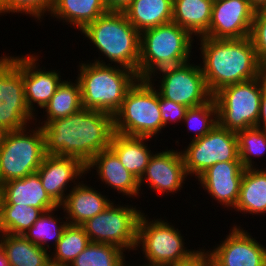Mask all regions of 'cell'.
<instances>
[{"instance_id": "5", "label": "cell", "mask_w": 266, "mask_h": 266, "mask_svg": "<svg viewBox=\"0 0 266 266\" xmlns=\"http://www.w3.org/2000/svg\"><path fill=\"white\" fill-rule=\"evenodd\" d=\"M193 40L187 30L173 22L142 31L139 79L153 81L156 71L190 62Z\"/></svg>"}, {"instance_id": "14", "label": "cell", "mask_w": 266, "mask_h": 266, "mask_svg": "<svg viewBox=\"0 0 266 266\" xmlns=\"http://www.w3.org/2000/svg\"><path fill=\"white\" fill-rule=\"evenodd\" d=\"M213 248L205 253L215 266H266V247L241 226L234 224L225 240Z\"/></svg>"}, {"instance_id": "31", "label": "cell", "mask_w": 266, "mask_h": 266, "mask_svg": "<svg viewBox=\"0 0 266 266\" xmlns=\"http://www.w3.org/2000/svg\"><path fill=\"white\" fill-rule=\"evenodd\" d=\"M89 243L90 240L82 225L68 224L54 252H51V266H69Z\"/></svg>"}, {"instance_id": "13", "label": "cell", "mask_w": 266, "mask_h": 266, "mask_svg": "<svg viewBox=\"0 0 266 266\" xmlns=\"http://www.w3.org/2000/svg\"><path fill=\"white\" fill-rule=\"evenodd\" d=\"M156 73H162L158 92L175 103L190 108L202 105L213 97L206 85L200 64L187 62L160 69L153 76H157Z\"/></svg>"}, {"instance_id": "18", "label": "cell", "mask_w": 266, "mask_h": 266, "mask_svg": "<svg viewBox=\"0 0 266 266\" xmlns=\"http://www.w3.org/2000/svg\"><path fill=\"white\" fill-rule=\"evenodd\" d=\"M245 168L241 161L218 162L197 179L212 199L225 207L235 208Z\"/></svg>"}, {"instance_id": "41", "label": "cell", "mask_w": 266, "mask_h": 266, "mask_svg": "<svg viewBox=\"0 0 266 266\" xmlns=\"http://www.w3.org/2000/svg\"><path fill=\"white\" fill-rule=\"evenodd\" d=\"M257 126L263 129H266V94L264 92L261 97L260 111H259Z\"/></svg>"}, {"instance_id": "17", "label": "cell", "mask_w": 266, "mask_h": 266, "mask_svg": "<svg viewBox=\"0 0 266 266\" xmlns=\"http://www.w3.org/2000/svg\"><path fill=\"white\" fill-rule=\"evenodd\" d=\"M37 173L45 191L59 206L66 199L69 182L75 185L76 179L87 174L86 166L78 158L47 154Z\"/></svg>"}, {"instance_id": "22", "label": "cell", "mask_w": 266, "mask_h": 266, "mask_svg": "<svg viewBox=\"0 0 266 266\" xmlns=\"http://www.w3.org/2000/svg\"><path fill=\"white\" fill-rule=\"evenodd\" d=\"M0 204H17L35 208H59L45 191L38 173L5 182L0 190Z\"/></svg>"}, {"instance_id": "47", "label": "cell", "mask_w": 266, "mask_h": 266, "mask_svg": "<svg viewBox=\"0 0 266 266\" xmlns=\"http://www.w3.org/2000/svg\"><path fill=\"white\" fill-rule=\"evenodd\" d=\"M133 266H134V265H133ZM140 266H153V265H147V264H144V265H143V264H142V265H140Z\"/></svg>"}, {"instance_id": "23", "label": "cell", "mask_w": 266, "mask_h": 266, "mask_svg": "<svg viewBox=\"0 0 266 266\" xmlns=\"http://www.w3.org/2000/svg\"><path fill=\"white\" fill-rule=\"evenodd\" d=\"M151 138L126 136L113 133L109 148L117 155L121 164L138 180L144 174L153 152L146 141Z\"/></svg>"}, {"instance_id": "3", "label": "cell", "mask_w": 266, "mask_h": 266, "mask_svg": "<svg viewBox=\"0 0 266 266\" xmlns=\"http://www.w3.org/2000/svg\"><path fill=\"white\" fill-rule=\"evenodd\" d=\"M95 60L79 65L77 80L81 88L82 107L114 116L122 106L127 91L139 78L128 68L113 67L103 60Z\"/></svg>"}, {"instance_id": "43", "label": "cell", "mask_w": 266, "mask_h": 266, "mask_svg": "<svg viewBox=\"0 0 266 266\" xmlns=\"http://www.w3.org/2000/svg\"><path fill=\"white\" fill-rule=\"evenodd\" d=\"M249 2L255 10L266 6V0H249Z\"/></svg>"}, {"instance_id": "25", "label": "cell", "mask_w": 266, "mask_h": 266, "mask_svg": "<svg viewBox=\"0 0 266 266\" xmlns=\"http://www.w3.org/2000/svg\"><path fill=\"white\" fill-rule=\"evenodd\" d=\"M214 0H173L172 22L191 35L202 37L209 29Z\"/></svg>"}, {"instance_id": "2", "label": "cell", "mask_w": 266, "mask_h": 266, "mask_svg": "<svg viewBox=\"0 0 266 266\" xmlns=\"http://www.w3.org/2000/svg\"><path fill=\"white\" fill-rule=\"evenodd\" d=\"M202 73L214 95L221 88L258 77L262 62L249 36L241 39L199 37Z\"/></svg>"}, {"instance_id": "33", "label": "cell", "mask_w": 266, "mask_h": 266, "mask_svg": "<svg viewBox=\"0 0 266 266\" xmlns=\"http://www.w3.org/2000/svg\"><path fill=\"white\" fill-rule=\"evenodd\" d=\"M57 209L58 208L44 212L31 226V228H29L23 234V236L30 242L39 245L43 249L50 248V245L47 243L48 241L50 242V239H53L55 241L53 242L55 243L53 246H56L57 242L61 239L64 229L68 225L67 220L65 222L63 220L62 223L60 222V219L62 218L58 219L56 215L54 216L53 212ZM58 220L60 223L58 222Z\"/></svg>"}, {"instance_id": "16", "label": "cell", "mask_w": 266, "mask_h": 266, "mask_svg": "<svg viewBox=\"0 0 266 266\" xmlns=\"http://www.w3.org/2000/svg\"><path fill=\"white\" fill-rule=\"evenodd\" d=\"M187 176L181 151L166 149L151 155L146 170L139 179V189L147 182L150 189L158 191L157 194H173L182 188Z\"/></svg>"}, {"instance_id": "27", "label": "cell", "mask_w": 266, "mask_h": 266, "mask_svg": "<svg viewBox=\"0 0 266 266\" xmlns=\"http://www.w3.org/2000/svg\"><path fill=\"white\" fill-rule=\"evenodd\" d=\"M173 0H134L124 11L140 33L172 22Z\"/></svg>"}, {"instance_id": "8", "label": "cell", "mask_w": 266, "mask_h": 266, "mask_svg": "<svg viewBox=\"0 0 266 266\" xmlns=\"http://www.w3.org/2000/svg\"><path fill=\"white\" fill-rule=\"evenodd\" d=\"M262 94L258 77L221 88L213 95L218 124L235 133L257 126Z\"/></svg>"}, {"instance_id": "45", "label": "cell", "mask_w": 266, "mask_h": 266, "mask_svg": "<svg viewBox=\"0 0 266 266\" xmlns=\"http://www.w3.org/2000/svg\"><path fill=\"white\" fill-rule=\"evenodd\" d=\"M7 133H8L7 130H5L3 127H0V148L2 147L4 143Z\"/></svg>"}, {"instance_id": "44", "label": "cell", "mask_w": 266, "mask_h": 266, "mask_svg": "<svg viewBox=\"0 0 266 266\" xmlns=\"http://www.w3.org/2000/svg\"><path fill=\"white\" fill-rule=\"evenodd\" d=\"M0 266H10L5 253L2 251L0 245Z\"/></svg>"}, {"instance_id": "9", "label": "cell", "mask_w": 266, "mask_h": 266, "mask_svg": "<svg viewBox=\"0 0 266 266\" xmlns=\"http://www.w3.org/2000/svg\"><path fill=\"white\" fill-rule=\"evenodd\" d=\"M27 129L8 132L0 148L3 183L36 173L46 155L41 126L29 129L28 132Z\"/></svg>"}, {"instance_id": "29", "label": "cell", "mask_w": 266, "mask_h": 266, "mask_svg": "<svg viewBox=\"0 0 266 266\" xmlns=\"http://www.w3.org/2000/svg\"><path fill=\"white\" fill-rule=\"evenodd\" d=\"M81 108V88L78 80H75V83L63 80L53 97L43 108L46 109L44 116H47L43 124L45 125L49 121L70 116Z\"/></svg>"}, {"instance_id": "1", "label": "cell", "mask_w": 266, "mask_h": 266, "mask_svg": "<svg viewBox=\"0 0 266 266\" xmlns=\"http://www.w3.org/2000/svg\"><path fill=\"white\" fill-rule=\"evenodd\" d=\"M40 123L47 155L78 158L85 166L109 148L114 133L112 115L83 107L70 116Z\"/></svg>"}, {"instance_id": "38", "label": "cell", "mask_w": 266, "mask_h": 266, "mask_svg": "<svg viewBox=\"0 0 266 266\" xmlns=\"http://www.w3.org/2000/svg\"><path fill=\"white\" fill-rule=\"evenodd\" d=\"M159 108L162 115V123L164 128L171 123H177V121H183L188 107L175 103L169 99L164 98L159 93Z\"/></svg>"}, {"instance_id": "37", "label": "cell", "mask_w": 266, "mask_h": 266, "mask_svg": "<svg viewBox=\"0 0 266 266\" xmlns=\"http://www.w3.org/2000/svg\"><path fill=\"white\" fill-rule=\"evenodd\" d=\"M249 38L259 60L266 63V6L255 11Z\"/></svg>"}, {"instance_id": "36", "label": "cell", "mask_w": 266, "mask_h": 266, "mask_svg": "<svg viewBox=\"0 0 266 266\" xmlns=\"http://www.w3.org/2000/svg\"><path fill=\"white\" fill-rule=\"evenodd\" d=\"M52 4L53 0H2L0 2V15L18 12V14H29L40 20L44 14L50 12Z\"/></svg>"}, {"instance_id": "39", "label": "cell", "mask_w": 266, "mask_h": 266, "mask_svg": "<svg viewBox=\"0 0 266 266\" xmlns=\"http://www.w3.org/2000/svg\"><path fill=\"white\" fill-rule=\"evenodd\" d=\"M134 0H106L108 12H124Z\"/></svg>"}, {"instance_id": "30", "label": "cell", "mask_w": 266, "mask_h": 266, "mask_svg": "<svg viewBox=\"0 0 266 266\" xmlns=\"http://www.w3.org/2000/svg\"><path fill=\"white\" fill-rule=\"evenodd\" d=\"M52 209L56 208L0 204V233L23 235L44 212Z\"/></svg>"}, {"instance_id": "34", "label": "cell", "mask_w": 266, "mask_h": 266, "mask_svg": "<svg viewBox=\"0 0 266 266\" xmlns=\"http://www.w3.org/2000/svg\"><path fill=\"white\" fill-rule=\"evenodd\" d=\"M238 153L242 166L255 168L252 156H263L266 152V129L252 126L245 130L238 131Z\"/></svg>"}, {"instance_id": "24", "label": "cell", "mask_w": 266, "mask_h": 266, "mask_svg": "<svg viewBox=\"0 0 266 266\" xmlns=\"http://www.w3.org/2000/svg\"><path fill=\"white\" fill-rule=\"evenodd\" d=\"M107 12L106 0H53L49 14L82 31Z\"/></svg>"}, {"instance_id": "19", "label": "cell", "mask_w": 266, "mask_h": 266, "mask_svg": "<svg viewBox=\"0 0 266 266\" xmlns=\"http://www.w3.org/2000/svg\"><path fill=\"white\" fill-rule=\"evenodd\" d=\"M27 55V56H26ZM22 56V79L24 82L25 100L28 109L33 113L36 108H44L62 83L58 70L46 71L37 65L38 57L34 54ZM58 72V73H57ZM35 103V104H34Z\"/></svg>"}, {"instance_id": "11", "label": "cell", "mask_w": 266, "mask_h": 266, "mask_svg": "<svg viewBox=\"0 0 266 266\" xmlns=\"http://www.w3.org/2000/svg\"><path fill=\"white\" fill-rule=\"evenodd\" d=\"M32 119L37 120L25 100L22 55H4L0 57V127L17 131L29 127Z\"/></svg>"}, {"instance_id": "20", "label": "cell", "mask_w": 266, "mask_h": 266, "mask_svg": "<svg viewBox=\"0 0 266 266\" xmlns=\"http://www.w3.org/2000/svg\"><path fill=\"white\" fill-rule=\"evenodd\" d=\"M112 201L101 192L95 190L91 186L77 183L69 193H67L65 201L60 208L66 211L64 216L68 220V224L83 225L88 219L93 218L98 213L105 210Z\"/></svg>"}, {"instance_id": "28", "label": "cell", "mask_w": 266, "mask_h": 266, "mask_svg": "<svg viewBox=\"0 0 266 266\" xmlns=\"http://www.w3.org/2000/svg\"><path fill=\"white\" fill-rule=\"evenodd\" d=\"M235 211L260 215L266 213V168L244 170Z\"/></svg>"}, {"instance_id": "7", "label": "cell", "mask_w": 266, "mask_h": 266, "mask_svg": "<svg viewBox=\"0 0 266 266\" xmlns=\"http://www.w3.org/2000/svg\"><path fill=\"white\" fill-rule=\"evenodd\" d=\"M142 215L138 222L137 248H142L146 257L145 264L153 266H176L192 261L202 250H190L181 232L164 220L148 221L147 215ZM146 216V217H145ZM139 246V247H138Z\"/></svg>"}, {"instance_id": "6", "label": "cell", "mask_w": 266, "mask_h": 266, "mask_svg": "<svg viewBox=\"0 0 266 266\" xmlns=\"http://www.w3.org/2000/svg\"><path fill=\"white\" fill-rule=\"evenodd\" d=\"M148 79H138L127 91L122 106L113 116L114 132L152 138L164 128L159 92Z\"/></svg>"}, {"instance_id": "42", "label": "cell", "mask_w": 266, "mask_h": 266, "mask_svg": "<svg viewBox=\"0 0 266 266\" xmlns=\"http://www.w3.org/2000/svg\"><path fill=\"white\" fill-rule=\"evenodd\" d=\"M258 78H259L260 83L262 85L263 92L266 94V63L261 64Z\"/></svg>"}, {"instance_id": "35", "label": "cell", "mask_w": 266, "mask_h": 266, "mask_svg": "<svg viewBox=\"0 0 266 266\" xmlns=\"http://www.w3.org/2000/svg\"><path fill=\"white\" fill-rule=\"evenodd\" d=\"M183 121L188 124V130H194L192 141L207 135L217 124V106L212 97L208 102L187 109Z\"/></svg>"}, {"instance_id": "40", "label": "cell", "mask_w": 266, "mask_h": 266, "mask_svg": "<svg viewBox=\"0 0 266 266\" xmlns=\"http://www.w3.org/2000/svg\"><path fill=\"white\" fill-rule=\"evenodd\" d=\"M176 266H211V259L205 253V250L203 248L202 252L197 255L192 261Z\"/></svg>"}, {"instance_id": "10", "label": "cell", "mask_w": 266, "mask_h": 266, "mask_svg": "<svg viewBox=\"0 0 266 266\" xmlns=\"http://www.w3.org/2000/svg\"><path fill=\"white\" fill-rule=\"evenodd\" d=\"M142 212L131 205H114L88 219L82 226L90 242L111 244L123 251L138 250V222Z\"/></svg>"}, {"instance_id": "21", "label": "cell", "mask_w": 266, "mask_h": 266, "mask_svg": "<svg viewBox=\"0 0 266 266\" xmlns=\"http://www.w3.org/2000/svg\"><path fill=\"white\" fill-rule=\"evenodd\" d=\"M94 167L99 179L118 193L129 197H137L140 194L139 180L124 168L110 148L96 154L86 165V172L89 173Z\"/></svg>"}, {"instance_id": "26", "label": "cell", "mask_w": 266, "mask_h": 266, "mask_svg": "<svg viewBox=\"0 0 266 266\" xmlns=\"http://www.w3.org/2000/svg\"><path fill=\"white\" fill-rule=\"evenodd\" d=\"M0 245L10 266H51L48 250L23 235L0 233Z\"/></svg>"}, {"instance_id": "32", "label": "cell", "mask_w": 266, "mask_h": 266, "mask_svg": "<svg viewBox=\"0 0 266 266\" xmlns=\"http://www.w3.org/2000/svg\"><path fill=\"white\" fill-rule=\"evenodd\" d=\"M123 252L111 244L90 242L69 266H130Z\"/></svg>"}, {"instance_id": "46", "label": "cell", "mask_w": 266, "mask_h": 266, "mask_svg": "<svg viewBox=\"0 0 266 266\" xmlns=\"http://www.w3.org/2000/svg\"><path fill=\"white\" fill-rule=\"evenodd\" d=\"M3 180H2V174H1V170H0V190H1V187L3 186Z\"/></svg>"}, {"instance_id": "4", "label": "cell", "mask_w": 266, "mask_h": 266, "mask_svg": "<svg viewBox=\"0 0 266 266\" xmlns=\"http://www.w3.org/2000/svg\"><path fill=\"white\" fill-rule=\"evenodd\" d=\"M81 32L109 62L134 71L139 78L140 32L124 12H107Z\"/></svg>"}, {"instance_id": "15", "label": "cell", "mask_w": 266, "mask_h": 266, "mask_svg": "<svg viewBox=\"0 0 266 266\" xmlns=\"http://www.w3.org/2000/svg\"><path fill=\"white\" fill-rule=\"evenodd\" d=\"M255 11L249 0H214L209 29L204 37L214 39L248 37Z\"/></svg>"}, {"instance_id": "12", "label": "cell", "mask_w": 266, "mask_h": 266, "mask_svg": "<svg viewBox=\"0 0 266 266\" xmlns=\"http://www.w3.org/2000/svg\"><path fill=\"white\" fill-rule=\"evenodd\" d=\"M181 154L187 175L198 178L218 162L240 161L237 134L217 124L207 135L191 141Z\"/></svg>"}]
</instances>
